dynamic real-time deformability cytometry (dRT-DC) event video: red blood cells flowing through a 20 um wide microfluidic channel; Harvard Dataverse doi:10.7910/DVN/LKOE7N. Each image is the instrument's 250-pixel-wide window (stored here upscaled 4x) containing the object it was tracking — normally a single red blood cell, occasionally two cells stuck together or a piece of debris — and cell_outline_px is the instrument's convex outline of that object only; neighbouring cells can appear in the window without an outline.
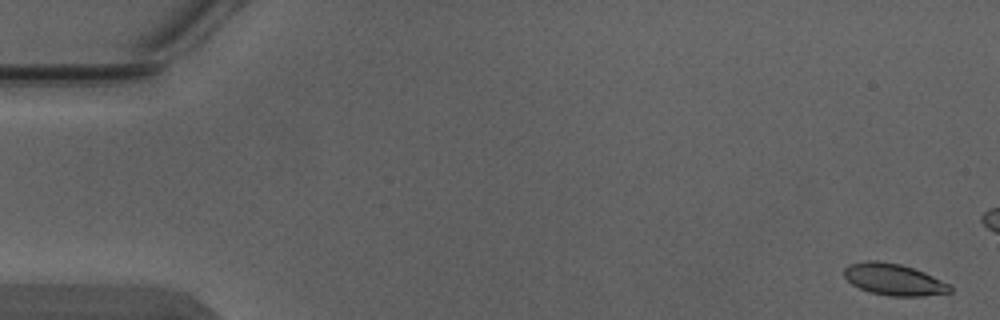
{"species": "Egyptian fruit bat (a non-hibernating species)", "species_latin": "Rousettus aegyptiacus", "temperature_condition": "warm", "stored_images_in_passage": 5, "camera_frame_rate_fps": 3000, "um_per_image_px": 0.085, "animal": {"sex": "male"}, "frame": {"image": 1, "passage_image": 1, "time_ms": 0.0, "image_size_px": [1000, 320], "cell_outline_px": [[952, 292], [924, 296], [888, 296], [868, 292], [852, 284], [844, 276], [844, 268], [848, 264], [868, 260], [876, 260], [900, 264], [924, 272], [948, 284], [952, 288]], "centroid_in_image_um": [75.94, 23.76], "position_along_channel_um": 9.1, "area_um2": 19.48}}